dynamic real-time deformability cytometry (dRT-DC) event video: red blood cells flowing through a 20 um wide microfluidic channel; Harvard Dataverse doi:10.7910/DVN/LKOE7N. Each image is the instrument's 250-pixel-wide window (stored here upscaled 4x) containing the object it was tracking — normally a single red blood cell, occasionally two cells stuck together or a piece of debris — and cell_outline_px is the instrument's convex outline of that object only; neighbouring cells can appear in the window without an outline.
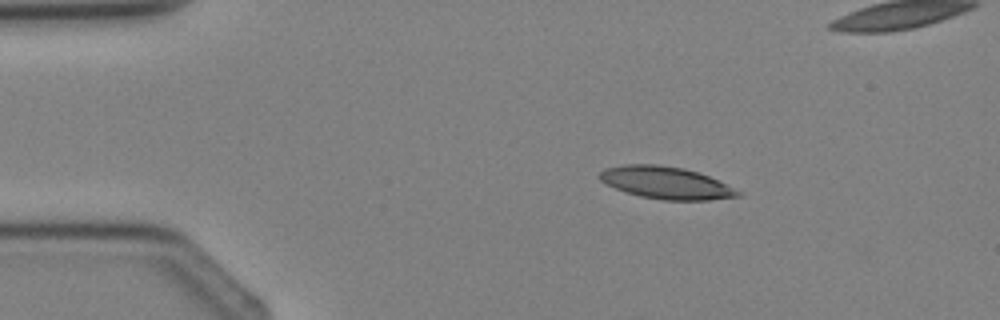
{"species": "Egyptian fruit bat (a non-hibernating species)", "species_latin": "Rousettus aegyptiacus", "temperature_condition": "cold", "stored_images_in_passage": 3, "camera_frame_rate_fps": 3000, "um_per_image_px": 0.085, "animal": {"sex": "female"}, "frame": {"image": 1, "passage_image": 1, "time_ms": 0.0, "image_size_px": [1000, 320], "cell_outline_px": [[740, 196], [708, 200], [664, 200], [640, 196], [616, 188], [600, 180], [600, 172], [604, 168], [624, 164], [656, 164], [684, 168], [700, 172], [740, 192]], "centroid_in_image_um": [56.58, 15.52], "position_along_channel_um": 28.4, "area_um2": 25.61}}